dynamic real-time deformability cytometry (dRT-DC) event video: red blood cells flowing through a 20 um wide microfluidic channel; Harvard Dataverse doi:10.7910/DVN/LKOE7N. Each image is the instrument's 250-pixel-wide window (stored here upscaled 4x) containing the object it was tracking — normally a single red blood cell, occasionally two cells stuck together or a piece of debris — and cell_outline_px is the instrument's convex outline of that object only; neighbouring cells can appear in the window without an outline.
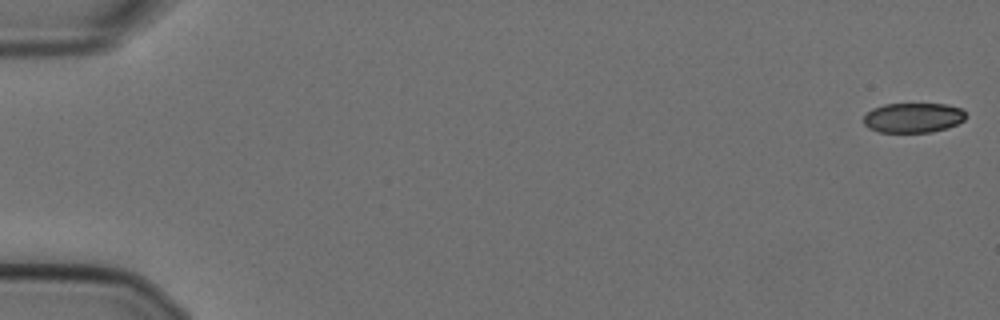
{"species": "Egyptian fruit bat (a non-hibernating species)", "species_latin": "Rousettus aegyptiacus", "temperature_condition": "cold", "stored_images_in_passage": 10, "camera_frame_rate_fps": 3000, "um_per_image_px": 0.085, "animal": {"sex": "female"}, "frame": {"image": 1, "passage_image": 1, "time_ms": 0.0, "image_size_px": [1000, 320], "cell_outline_px": [[968, 116], [964, 120], [948, 128], [932, 132], [880, 132], [868, 128], [864, 124], [864, 116], [872, 108], [884, 104], [944, 104], [960, 108]], "centroid_in_image_um": [77.62, 10.01], "position_along_channel_um": 7.4, "area_um2": 17.8}}